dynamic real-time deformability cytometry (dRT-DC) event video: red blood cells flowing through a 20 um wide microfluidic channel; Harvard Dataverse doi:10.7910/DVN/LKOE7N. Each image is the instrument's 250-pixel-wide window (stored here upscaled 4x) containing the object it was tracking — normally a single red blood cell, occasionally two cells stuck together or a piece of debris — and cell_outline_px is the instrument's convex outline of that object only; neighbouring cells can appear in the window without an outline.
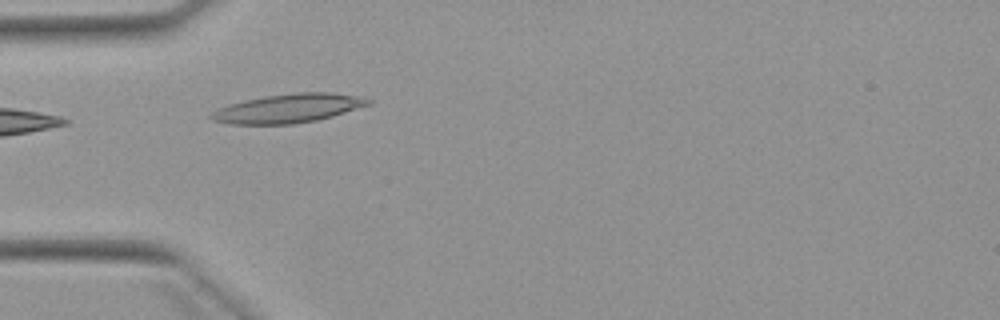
{"species": "Egyptian fruit bat (a non-hibernating species)", "species_latin": "Rousettus aegyptiacus", "temperature_condition": "warm", "stored_images_in_passage": 7, "camera_frame_rate_fps": 3000, "um_per_image_px": 0.085, "animal": {"sex": "female"}, "frame": {"image": 1, "passage_image": 3, "time_ms": 3.0, "image_size_px": [1000, 320], "cell_outline_px": [[376, 100], [372, 104], [332, 116], [316, 120], [292, 124], [228, 124], [212, 120], [208, 116], [212, 112], [220, 108], [244, 100], [264, 96], [296, 92], [332, 92], [364, 96]], "centroid_in_image_um": [24.59, 9.19], "position_along_channel_um": 60.4, "area_um2": 26.65}}
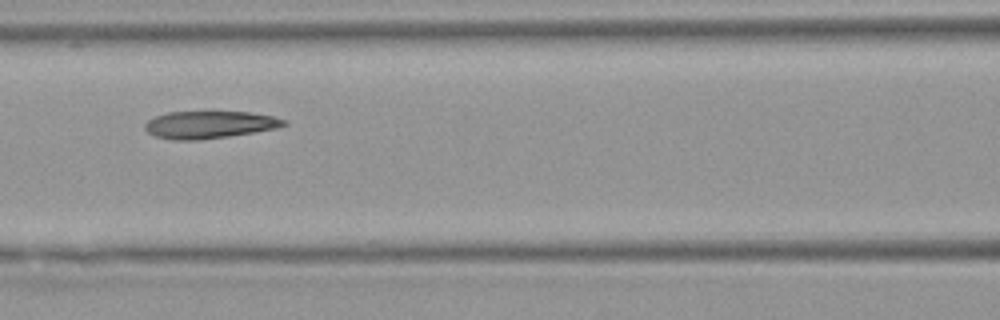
{"frame": {"image": 2, "passage_image": 5, "time_ms": 5.333, "image_size_px": [1000, 320], "cell_outline_px": [[288, 124], [276, 128], [228, 136], [200, 140], [172, 140], [156, 136], [148, 132], [144, 128], [144, 124], [148, 120], [156, 116], [168, 112], [248, 112], [272, 116], [288, 120]], "centroid_in_image_um": [17.79, 10.6], "position_along_channel_um": 148.8, "area_um2": 22.02}}
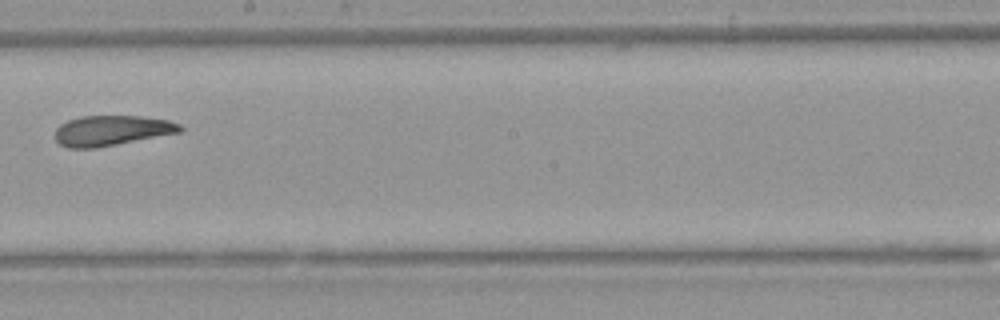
{"frame": {"image": 3, "passage_image": 7, "time_ms": 7.667, "image_size_px": [1000, 320], "cell_outline_px": [[184, 128], [180, 132], [96, 148], [68, 148], [60, 144], [56, 140], [56, 128], [60, 124], [68, 120], [80, 116], [140, 116], [168, 120], [180, 124]], "centroid_in_image_um": [9.48, 11.09], "position_along_channel_um": 238.7, "area_um2": 21.91}}